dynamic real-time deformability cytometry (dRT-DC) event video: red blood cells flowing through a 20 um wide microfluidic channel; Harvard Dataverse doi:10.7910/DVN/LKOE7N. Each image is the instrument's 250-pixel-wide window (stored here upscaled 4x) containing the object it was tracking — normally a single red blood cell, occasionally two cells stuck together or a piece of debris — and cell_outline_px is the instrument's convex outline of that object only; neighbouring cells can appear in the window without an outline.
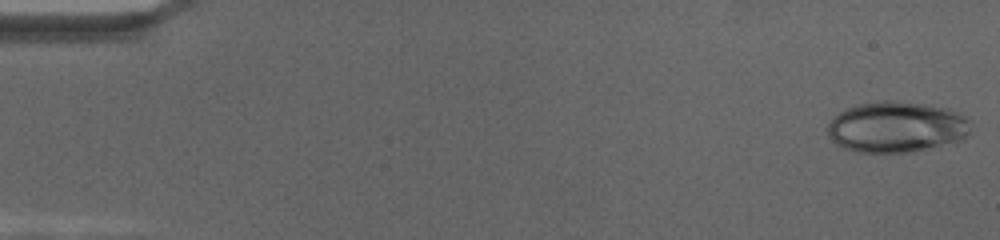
{"species": "human", "species_latin": "Homo sapiens", "temperature_condition": "cold", "stored_images_in_passage": 68, "camera_frame_rate_fps": 3000, "um_per_image_px": 0.085, "donor": {"sex": "female"}, "frame": {"image": 1, "passage_image": 1, "time_ms": 0.0, "image_size_px": [1000, 240], "cell_outline_px": [[972, 132], [964, 140], [912, 152], [856, 152], [844, 148], [836, 144], [828, 136], [828, 124], [840, 112], [848, 108], [860, 104], [884, 100], [892, 100], [924, 104], [948, 108], [964, 116], [972, 124]], "centroid_in_image_um": [76.26, 10.8], "position_along_channel_um": 8.7, "area_um2": 42.66}}
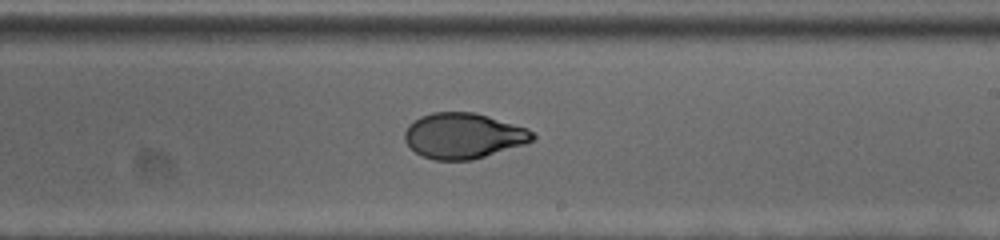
{"frame": {"image": 2, "passage_image": 41, "time_ms": 13.333, "image_size_px": [1000, 240], "cell_outline_px": [[536, 136], [532, 140], [524, 144], [472, 160], [436, 160], [420, 156], [404, 140], [404, 132], [408, 124], [420, 116], [432, 112], [472, 112], [488, 116], [528, 128]], "centroid_in_image_um": [39.35, 11.54], "position_along_channel_um": 249.6, "area_um2": 33.87}}
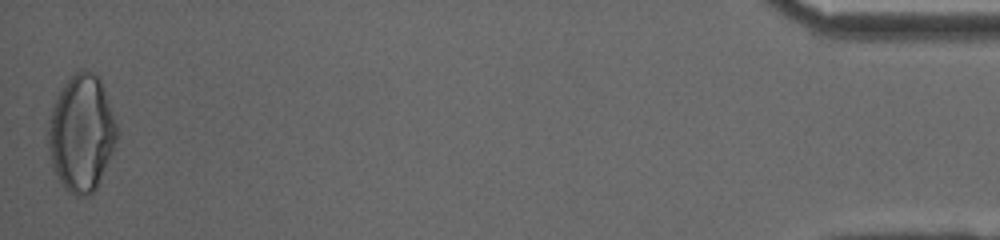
{"frame": {"image": 3, "passage_image": 68, "time_ms": 22.333, "image_size_px": [1000, 240], "cell_outline_px": [[116, 140], [112, 152], [96, 188], [88, 196], [76, 196], [64, 188], [52, 168], [48, 148], [48, 132], [52, 108], [60, 88], [80, 68], [92, 72], [100, 80], [116, 124]], "centroid_in_image_um": [6.89, 11.34], "position_along_channel_um": 428.3, "area_um2": 45.95}}